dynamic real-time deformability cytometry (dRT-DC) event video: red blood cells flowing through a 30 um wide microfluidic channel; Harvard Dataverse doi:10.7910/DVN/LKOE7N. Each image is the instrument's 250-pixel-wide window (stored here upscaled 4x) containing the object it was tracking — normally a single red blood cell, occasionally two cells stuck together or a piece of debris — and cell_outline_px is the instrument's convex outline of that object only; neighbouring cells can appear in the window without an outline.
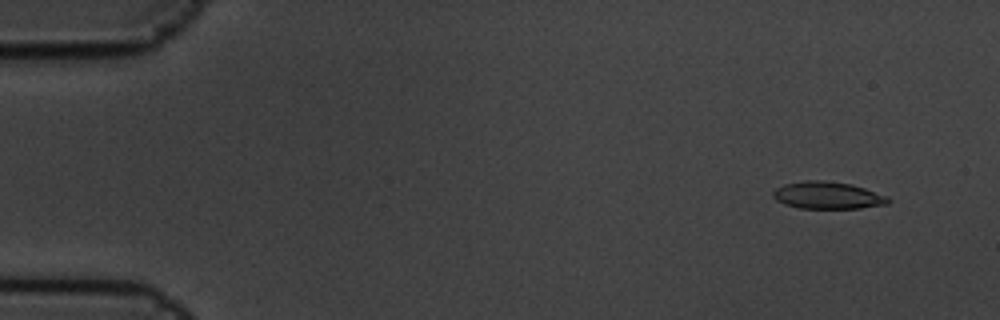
{"species": "common noctule bat (a hibernating species)", "species_latin": "Nyctalus noctula", "temperature_condition": "cold", "stored_images_in_passage": 6, "camera_frame_rate_fps": 3000, "um_per_image_px": 0.085, "animal": {"sex": "male", "body_mass_g": 19.5, "forearm_length_mm": 54.6}, "frame": {"image": 1, "passage_image": 1, "time_ms": 0.0, "image_size_px": [1000, 320], "cell_outline_px": [[892, 200], [888, 204], [860, 208], [800, 208], [784, 204], [776, 200], [772, 196], [772, 192], [776, 188], [784, 184], [804, 180], [824, 180], [852, 184], [888, 196]], "centroid_in_image_um": [70.35, 16.6], "position_along_channel_um": 14.6, "area_um2": 18.38}}
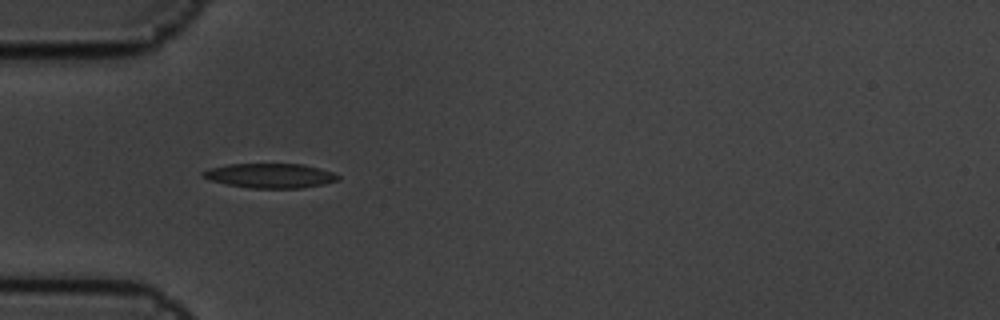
{"frame": {"image": 2, "passage_image": 5, "time_ms": 1.333, "image_size_px": [1000, 320], "cell_outline_px": [[340, 180], [300, 188], [248, 188], [228, 184], [212, 180], [204, 176], [200, 172], [212, 168], [228, 164], [304, 164], [332, 172], [340, 176]], "centroid_in_image_um": [22.99, 14.93], "position_along_channel_um": 62.0, "area_um2": 19.02}}
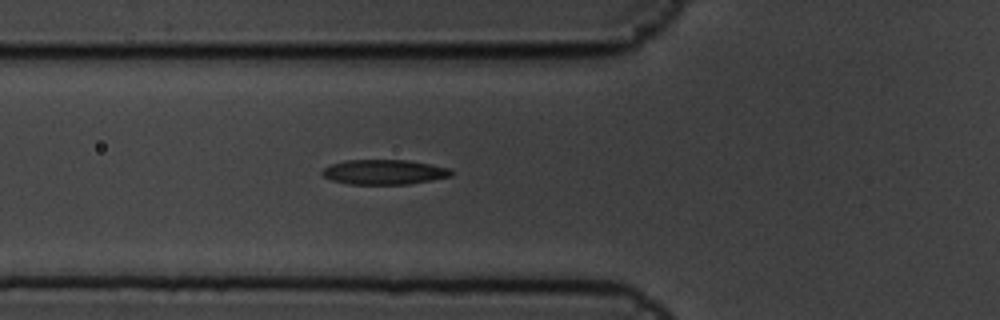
{"frame": {"image": 3, "passage_image": 6, "time_ms": 1.667, "image_size_px": [1000, 320], "cell_outline_px": [[452, 176], [432, 180], [408, 184], [348, 184], [332, 180], [324, 176], [320, 172], [324, 168], [332, 164], [344, 160], [408, 160], [448, 168], [452, 172]], "centroid_in_image_um": [32.63, 14.62], "position_along_channel_um": 93.2, "area_um2": 18.55}}